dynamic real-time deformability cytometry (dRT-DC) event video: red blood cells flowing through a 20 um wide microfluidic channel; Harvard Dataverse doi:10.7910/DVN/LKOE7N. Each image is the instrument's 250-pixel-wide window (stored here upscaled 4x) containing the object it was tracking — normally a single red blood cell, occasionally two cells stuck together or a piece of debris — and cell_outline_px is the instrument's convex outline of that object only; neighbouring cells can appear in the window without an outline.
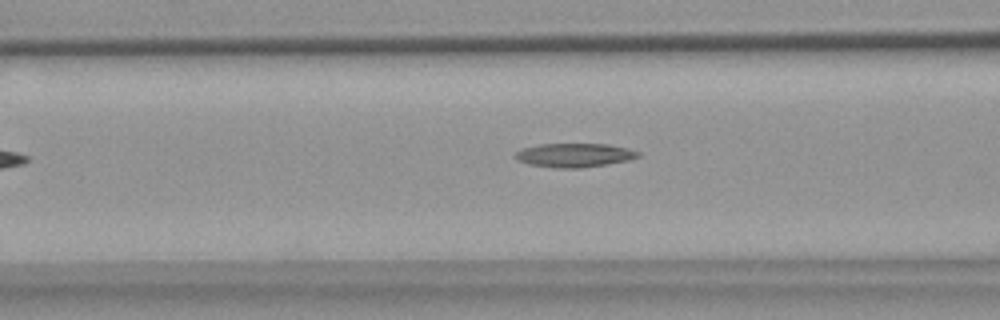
{"species": "common noctule bat (a hibernating species)", "species_latin": "Nyctalus noctula", "temperature_condition": "warm", "stored_images_in_passage": 41, "camera_frame_rate_fps": 3000, "um_per_image_px": 0.085, "animal": {"sex": "female", "body_mass_g": 18.4}, "frame": {"image": 1, "passage_image": 11, "time_ms": 3.333, "image_size_px": [1000, 320], "cell_outline_px": [[640, 156], [628, 160], [608, 164], [580, 168], [552, 168], [528, 164], [516, 160], [516, 152], [524, 148], [540, 144], [608, 144], [628, 148], [640, 152]], "centroid_in_image_um": [48.84, 13.19], "position_along_channel_um": 117.8, "area_um2": 17.11}}
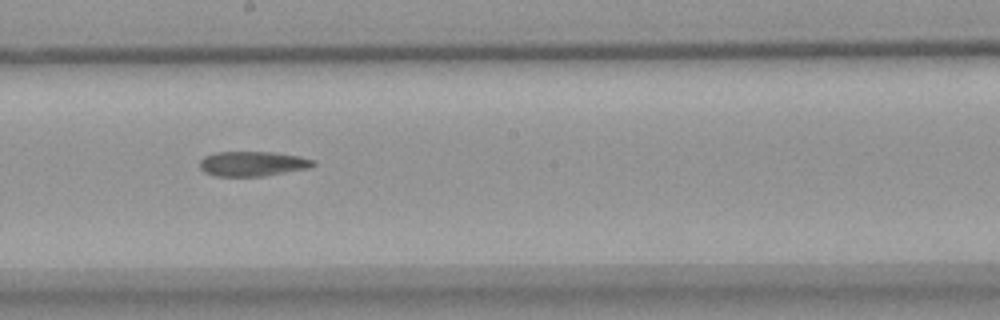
{"frame": {"image": 2, "passage_image": 20, "time_ms": 6.333, "image_size_px": [1000, 320], "cell_outline_px": [[316, 164], [308, 168], [264, 176], [216, 176], [204, 172], [200, 168], [200, 160], [204, 156], [216, 152], [272, 152], [300, 156], [312, 160]], "centroid_in_image_um": [21.44, 13.91], "position_along_channel_um": 226.8, "area_um2": 16.36}}
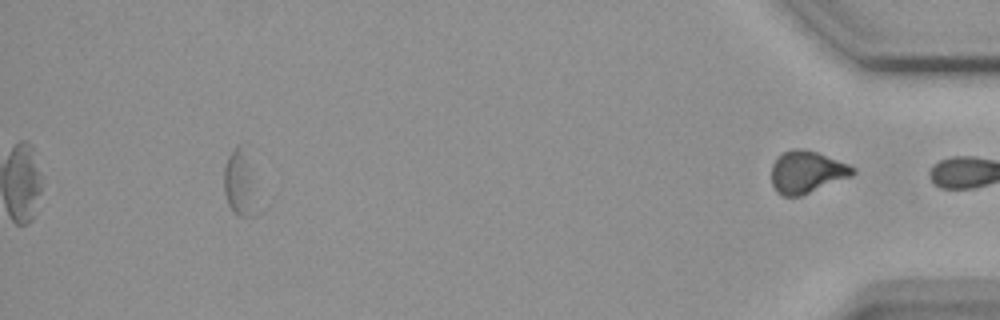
{"frame": {"image": 3, "passage_image": 41, "time_ms": 13.333, "image_size_px": [1000, 320], "cell_outline_px": [[856, 172], [852, 176], [800, 196], [784, 196], [776, 192], [772, 184], [772, 164], [784, 152], [792, 148], [804, 148], [816, 152], [848, 164], [856, 168]], "centroid_in_image_um": [68.58, 14.62], "position_along_channel_um": 366.6, "area_um2": 19.88}, "authors_computed_cell_mechanics": {"area_um2": 17.1088, "velocity_mm_per_s": 3.6534, "shape_relaxation_time_tau1_ms": 9.0601, "shape_relaxation_time_tau2_ms": null, "deformation_change_tau1": 0.1747, "deformation_change_tau2": null}}